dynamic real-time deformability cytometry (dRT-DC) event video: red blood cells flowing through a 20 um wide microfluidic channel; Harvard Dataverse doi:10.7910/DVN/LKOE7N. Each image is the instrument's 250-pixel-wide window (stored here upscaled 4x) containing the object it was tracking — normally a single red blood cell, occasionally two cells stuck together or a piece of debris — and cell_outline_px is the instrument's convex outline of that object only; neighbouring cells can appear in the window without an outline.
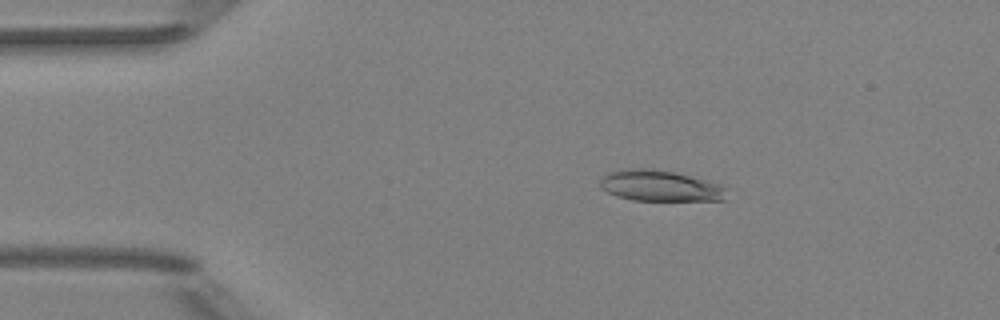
{"species": "Egyptian fruit bat (a non-hibernating species)", "species_latin": "Rousettus aegyptiacus", "temperature_condition": "room temperature", "stored_images_in_passage": 19, "segment_of_instrument_passage": [1, 2], "camera_frame_rate_fps": 3000, "um_per_image_px": 0.085, "animal": {"sex": "female"}, "frame": {"image": 1, "passage_image": 9, "time_ms": 2.667, "image_size_px": [1000, 320], "cell_outline_px": [[728, 200], [632, 200], [616, 196], [600, 188], [600, 180], [608, 172], [624, 168], [648, 168], [676, 172], [720, 184], [728, 188]], "centroid_in_image_um": [56.13, 15.79], "position_along_channel_um": 28.9, "area_um2": 23.12}}
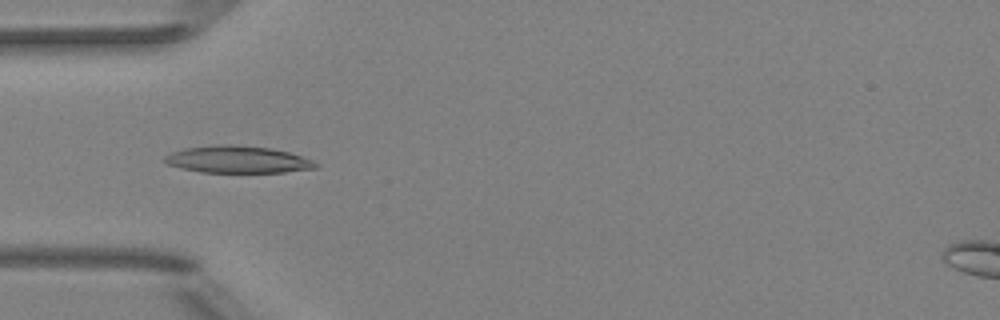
{"frame": {"image": 2, "passage_image": 16, "time_ms": 5.0, "image_size_px": [1000, 320], "cell_outline_px": [[320, 164], [316, 168], [284, 172], [200, 172], [180, 168], [168, 164], [164, 160], [164, 156], [172, 152], [184, 148], [216, 144], [228, 144], [272, 148], [288, 152], [312, 160]], "centroid_in_image_um": [20.19, 13.55], "position_along_channel_um": 64.8, "area_um2": 23.81}}